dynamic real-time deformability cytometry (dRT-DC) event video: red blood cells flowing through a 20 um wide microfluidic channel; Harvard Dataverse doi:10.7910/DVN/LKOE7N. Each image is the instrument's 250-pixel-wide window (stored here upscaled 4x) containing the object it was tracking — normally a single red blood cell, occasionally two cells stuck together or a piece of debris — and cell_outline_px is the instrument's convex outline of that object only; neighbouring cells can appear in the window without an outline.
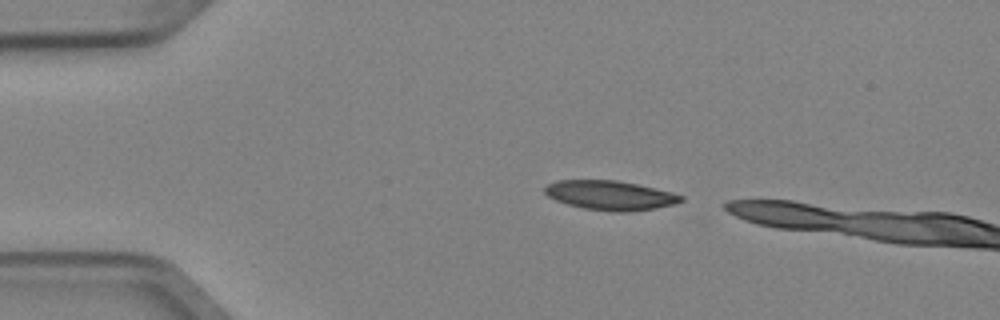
{"species": "Egyptian fruit bat (a non-hibernating species)", "species_latin": "Rousettus aegyptiacus", "temperature_condition": "cold", "stored_images_in_passage": 2, "camera_frame_rate_fps": 3000, "um_per_image_px": 0.085, "animal": {"sex": "female"}, "frame": {"image": 1, "passage_image": 1, "time_ms": 0.0, "image_size_px": [1000, 320], "cell_outline_px": [[684, 200], [676, 204], [656, 208], [628, 212], [616, 212], [584, 208], [568, 204], [556, 200], [548, 196], [544, 192], [544, 188], [548, 184], [556, 180], [616, 180], [636, 184], [672, 192], [684, 196]], "centroid_in_image_um": [51.89, 16.6], "position_along_channel_um": 33.1, "area_um2": 23.29}}